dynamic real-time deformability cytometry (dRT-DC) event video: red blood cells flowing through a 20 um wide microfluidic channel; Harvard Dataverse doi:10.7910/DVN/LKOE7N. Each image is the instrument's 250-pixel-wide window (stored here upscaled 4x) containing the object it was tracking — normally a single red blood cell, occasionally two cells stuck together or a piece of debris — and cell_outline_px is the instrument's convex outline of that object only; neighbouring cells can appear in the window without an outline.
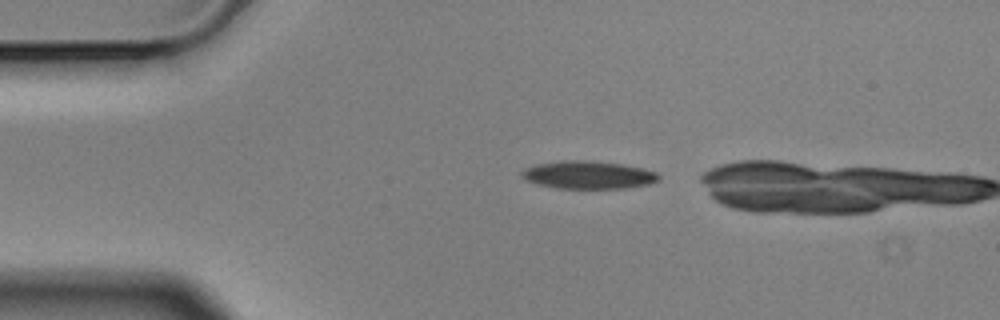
{"species": "Egyptian fruit bat (a non-hibernating species)", "species_latin": "Rousettus aegyptiacus", "temperature_condition": "cold", "stored_images_in_passage": 3, "camera_frame_rate_fps": 3000, "um_per_image_px": 0.085, "animal": {"sex": "male"}, "frame": {"image": 1, "passage_image": 1, "time_ms": 0.0, "image_size_px": [1000, 320], "cell_outline_px": [[660, 180], [648, 184], [628, 188], [556, 188], [536, 184], [520, 176], [520, 172], [524, 168], [536, 164], [560, 160], [592, 160], [620, 164], [644, 168], [656, 172], [660, 176]], "centroid_in_image_um": [49.99, 14.86], "position_along_channel_um": 35.0, "area_um2": 22.43}}